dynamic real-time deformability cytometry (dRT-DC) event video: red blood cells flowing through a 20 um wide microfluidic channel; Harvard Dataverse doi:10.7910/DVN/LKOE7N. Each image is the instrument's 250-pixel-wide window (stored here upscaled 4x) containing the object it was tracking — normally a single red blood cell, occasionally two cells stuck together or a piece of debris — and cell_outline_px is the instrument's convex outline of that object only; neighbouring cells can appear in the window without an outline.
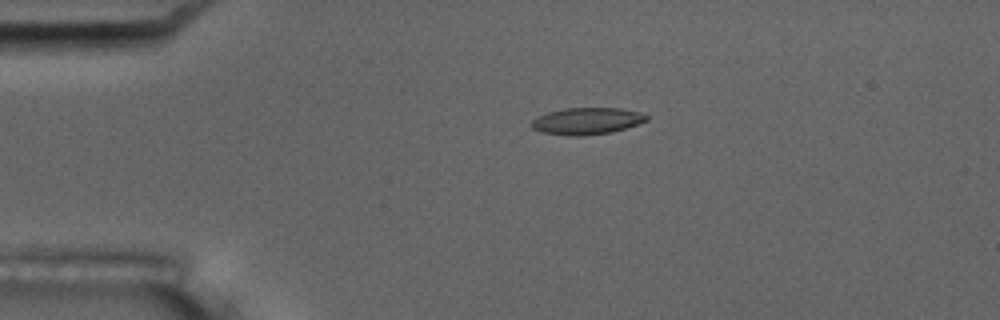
{"species": "common noctule bat (a hibernating species)", "species_latin": "Nyctalus noctula", "temperature_condition": "room temperature", "stored_images_in_passage": 6, "camera_frame_rate_fps": 3000, "um_per_image_px": 0.085, "animal": {"sex": "male", "body_mass_g": 17.5, "forearm_length_mm": 52.3}, "frame": {"image": 1, "passage_image": 4, "time_ms": 4.0, "image_size_px": [1000, 320], "cell_outline_px": [[648, 120], [612, 132], [580, 136], [568, 136], [540, 132], [532, 128], [528, 124], [536, 116], [548, 112], [564, 108], [620, 108], [636, 112], [648, 116]], "centroid_in_image_um": [49.79, 10.29], "position_along_channel_um": 35.2, "area_um2": 17.98}}